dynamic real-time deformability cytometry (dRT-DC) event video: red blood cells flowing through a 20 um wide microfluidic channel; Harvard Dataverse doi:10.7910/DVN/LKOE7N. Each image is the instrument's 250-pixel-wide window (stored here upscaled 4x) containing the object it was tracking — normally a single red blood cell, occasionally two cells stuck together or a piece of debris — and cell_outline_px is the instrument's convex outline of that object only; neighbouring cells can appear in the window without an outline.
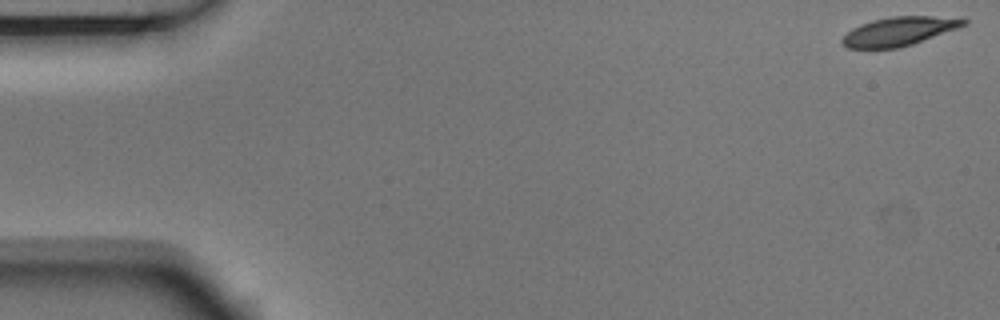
{"species": "Egyptian fruit bat (a non-hibernating species)", "species_latin": "Rousettus aegyptiacus", "temperature_condition": "room temperature", "stored_images_in_passage": 4, "camera_frame_rate_fps": 3000, "um_per_image_px": 0.085, "animal": {"sex": "male"}, "frame": {"image": 1, "passage_image": 1, "time_ms": 0.0, "image_size_px": [1000, 320], "cell_outline_px": [[968, 24], [912, 44], [900, 48], [848, 48], [840, 40], [852, 28], [860, 24], [872, 20], [892, 16], [932, 16], [968, 20]], "centroid_in_image_um": [76.38, 2.66], "position_along_channel_um": 8.6, "area_um2": 20.06}}
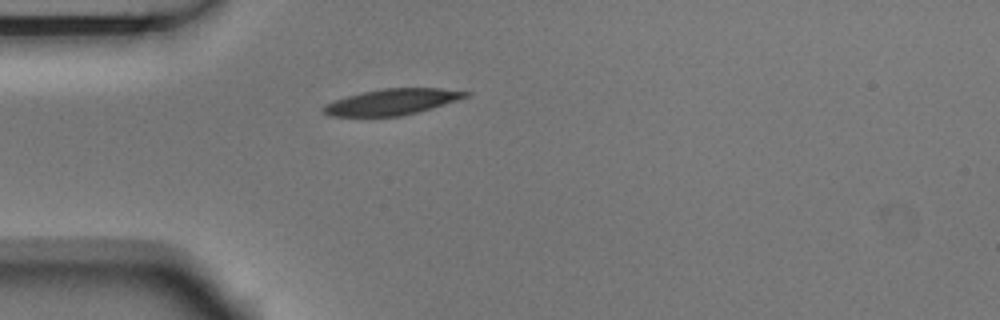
{"frame": {"image": 2, "passage_image": 4, "time_ms": 1.0, "image_size_px": [1000, 320], "cell_outline_px": [[472, 92], [468, 96], [432, 108], [400, 116], [328, 116], [320, 108], [324, 104], [348, 96], [364, 92], [384, 88], [440, 88]], "centroid_in_image_um": [33.31, 8.66], "position_along_channel_um": 51.7, "area_um2": 21.27}}